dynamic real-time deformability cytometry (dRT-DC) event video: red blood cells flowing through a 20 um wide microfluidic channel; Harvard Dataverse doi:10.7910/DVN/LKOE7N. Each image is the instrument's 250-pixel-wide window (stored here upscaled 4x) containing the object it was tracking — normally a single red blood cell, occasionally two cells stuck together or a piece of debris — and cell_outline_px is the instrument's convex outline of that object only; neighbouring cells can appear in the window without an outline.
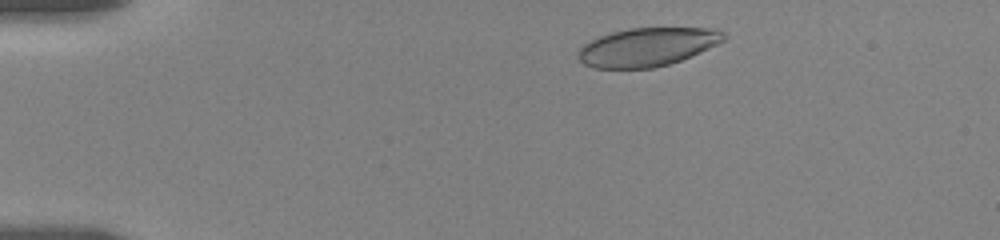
{"species": "human", "species_latin": "Homo sapiens", "temperature_condition": "room temperature", "stored_images_in_passage": 9, "camera_frame_rate_fps": 3000, "um_per_image_px": 0.085, "donor": {"sex": "female"}, "frame": {"image": 1, "passage_image": 1, "time_ms": 0.0, "image_size_px": [1000, 240], "cell_outline_px": [[728, 36], [724, 40], [700, 52], [680, 60], [668, 64], [652, 68], [592, 68], [584, 64], [576, 56], [576, 52], [584, 44], [600, 36], [612, 32], [628, 28], [720, 28]], "centroid_in_image_um": [55.02, 3.99], "position_along_channel_um": 30.0, "area_um2": 32.66}}
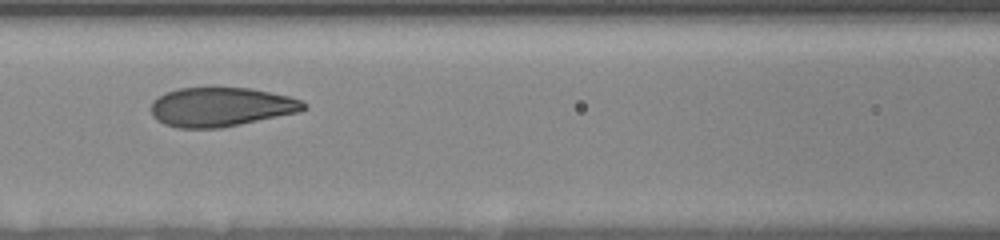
{"frame": {"image": 2, "passage_image": 7, "time_ms": 5.333, "image_size_px": [1000, 240], "cell_outline_px": [[308, 108], [300, 112], [220, 128], [176, 128], [164, 124], [156, 120], [152, 116], [152, 100], [176, 88], [252, 88], [288, 96], [300, 100], [308, 104]], "centroid_in_image_um": [18.79, 9.1], "position_along_channel_um": 147.8, "area_um2": 34.85}}
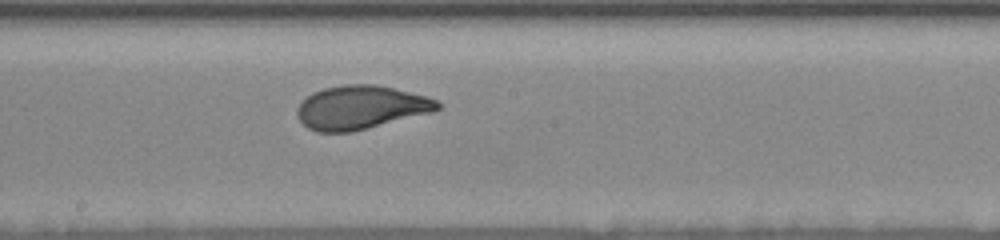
{"frame": {"image": 3, "passage_image": 9, "time_ms": 7.333, "image_size_px": [1000, 240], "cell_outline_px": [[440, 108], [432, 112], [352, 132], [316, 132], [308, 128], [296, 116], [296, 108], [312, 92], [324, 88], [344, 84], [376, 84], [424, 96], [436, 100], [440, 104]], "centroid_in_image_um": [30.62, 9.13], "position_along_channel_um": 217.6, "area_um2": 35.43}}